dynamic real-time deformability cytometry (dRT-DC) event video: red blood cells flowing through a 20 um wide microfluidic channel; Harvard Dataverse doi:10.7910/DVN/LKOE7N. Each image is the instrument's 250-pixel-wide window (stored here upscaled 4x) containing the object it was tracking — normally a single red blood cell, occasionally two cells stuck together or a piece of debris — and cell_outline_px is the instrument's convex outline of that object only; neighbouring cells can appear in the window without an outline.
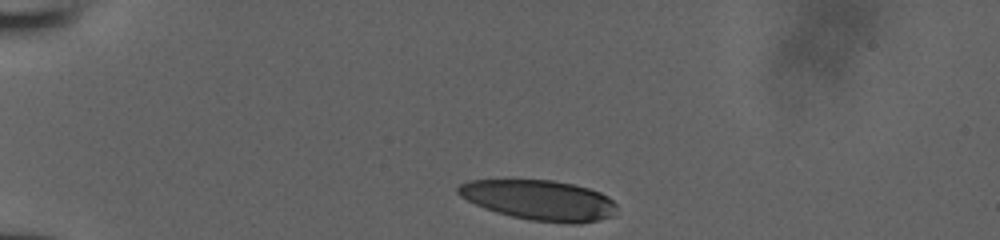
{"species": "human", "species_latin": "Homo sapiens", "temperature_condition": "room temperature", "stored_images_in_passage": 32, "camera_frame_rate_fps": 3000, "um_per_image_px": 0.085, "donor": {"sex": "male"}, "frame": {"image": 1, "passage_image": 1, "time_ms": 0.0, "image_size_px": [1000, 240], "cell_outline_px": [[616, 216], [600, 220], [580, 224], [572, 224], [528, 220], [496, 212], [484, 208], [460, 196], [456, 192], [456, 188], [460, 184], [468, 180], [552, 180], [572, 184], [588, 188], [600, 192], [608, 196], [616, 204]], "centroid_in_image_um": [45.87, 17.02], "position_along_channel_um": 39.1, "area_um2": 37.4}}
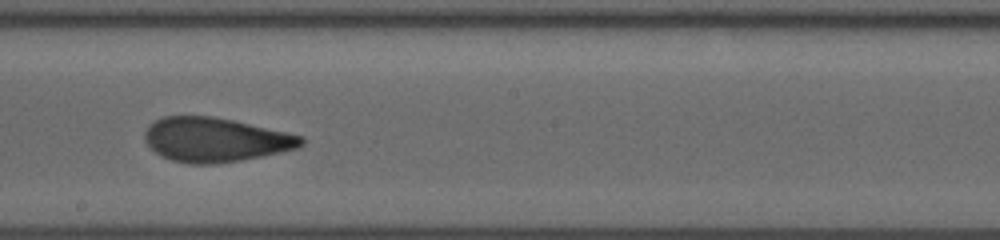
{"frame": {"image": 2, "passage_image": 19, "time_ms": 6.0, "image_size_px": [1000, 240], "cell_outline_px": [[304, 144], [296, 148], [280, 152], [240, 160], [216, 164], [188, 164], [172, 160], [160, 156], [144, 140], [144, 132], [148, 124], [164, 116], [212, 116], [232, 120], [288, 132], [304, 136]], "centroid_in_image_um": [18.28, 11.87], "position_along_channel_um": 229.9, "area_um2": 40.34}}
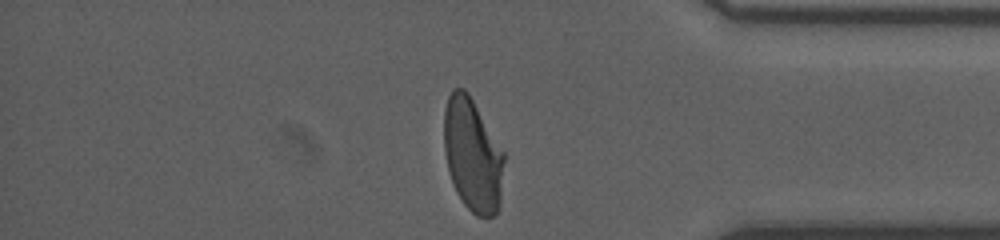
{"frame": {"image": 3, "passage_image": 32, "time_ms": 10.333, "image_size_px": [1000, 240], "cell_outline_px": [[504, 160], [500, 200], [496, 212], [492, 216], [476, 216], [464, 204], [456, 192], [448, 168], [444, 152], [444, 108], [448, 96], [452, 88], [464, 88], [468, 92], [504, 152]], "centroid_in_image_um": [40.15, 13.14], "position_along_channel_um": 395.1, "area_um2": 39.42}}